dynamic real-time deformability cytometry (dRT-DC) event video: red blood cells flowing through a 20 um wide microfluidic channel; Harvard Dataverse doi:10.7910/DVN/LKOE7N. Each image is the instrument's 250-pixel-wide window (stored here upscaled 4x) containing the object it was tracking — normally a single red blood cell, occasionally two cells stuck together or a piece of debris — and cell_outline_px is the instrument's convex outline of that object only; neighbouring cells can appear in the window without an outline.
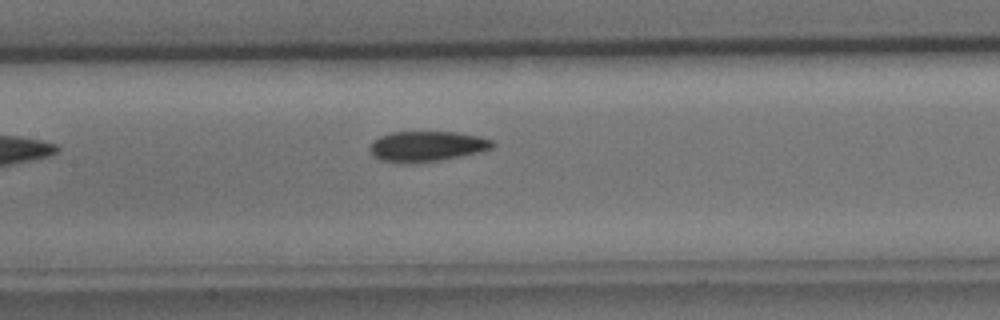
{"species": "common noctule bat (a hibernating species)", "species_latin": "Nyctalus noctula", "temperature_condition": "cold", "stored_images_in_passage": 7, "camera_frame_rate_fps": 3000, "um_per_image_px": 0.085, "animal": {"sex": "male", "body_mass_g": 15.6}, "frame": {"image": 1, "passage_image": 6, "time_ms": 6.0, "image_size_px": [1000, 320], "cell_outline_px": [[496, 144], [492, 148], [480, 152], [440, 160], [416, 164], [400, 164], [380, 160], [372, 156], [368, 148], [372, 140], [380, 136], [392, 132], [456, 132], [480, 136], [492, 140]], "centroid_in_image_um": [36.23, 12.45], "position_along_channel_um": 171.2, "area_um2": 22.2}}